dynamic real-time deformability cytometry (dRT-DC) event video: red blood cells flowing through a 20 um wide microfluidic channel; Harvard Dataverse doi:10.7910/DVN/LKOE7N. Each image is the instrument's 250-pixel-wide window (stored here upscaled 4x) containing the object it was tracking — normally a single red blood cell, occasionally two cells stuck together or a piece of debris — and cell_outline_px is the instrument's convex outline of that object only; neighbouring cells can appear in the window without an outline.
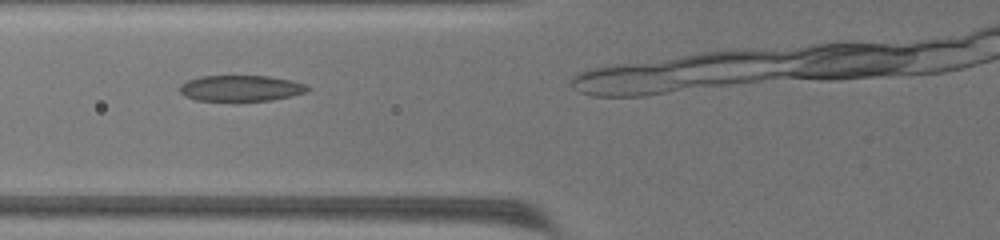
{"species": "common noctule bat (a hibernating species)", "species_latin": "Nyctalus noctula", "temperature_condition": "warm", "stored_images_in_passage": 13, "camera_frame_rate_fps": 3000, "um_per_image_px": 0.085, "animal": {"sex": "female", "body_mass_g": 19.5, "forearm_length_mm": 54.1}, "frame": {"image": 1, "passage_image": 3, "time_ms": 0.667, "image_size_px": [1000, 240], "cell_outline_px": [[280, 96], [256, 100], [212, 100], [220, 76], [252, 76], [276, 80]], "centroid_in_image_um": [20.86, 7.52], "position_along_channel_um": 104.9, "area_um2": 10.06}}